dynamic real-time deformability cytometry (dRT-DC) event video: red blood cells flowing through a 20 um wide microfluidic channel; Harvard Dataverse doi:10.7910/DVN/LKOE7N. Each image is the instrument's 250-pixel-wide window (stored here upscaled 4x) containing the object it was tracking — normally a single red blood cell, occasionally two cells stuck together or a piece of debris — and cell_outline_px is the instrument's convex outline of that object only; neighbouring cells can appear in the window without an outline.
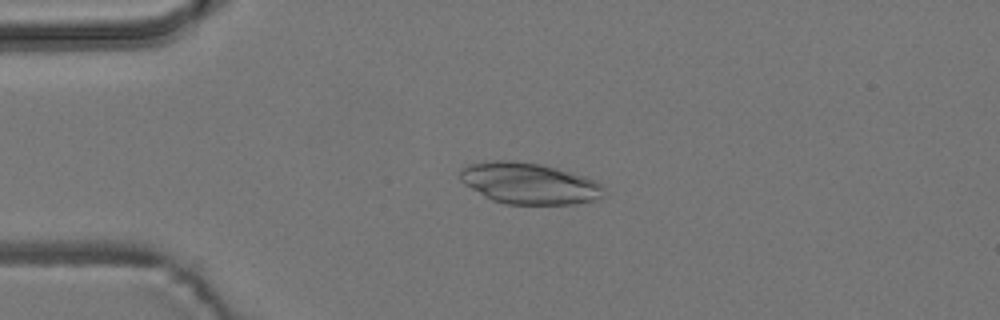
{"species": "common noctule bat (a hibernating species)", "species_latin": "Nyctalus noctula", "temperature_condition": "room temperature", "stored_images_in_passage": 5, "camera_frame_rate_fps": 3000, "um_per_image_px": 0.085, "animal": {"sex": "male", "body_mass_g": 19.2, "forearm_length_mm": 51.8}, "frame": {"image": 1, "passage_image": 4, "time_ms": 3.667, "image_size_px": [1000, 320], "cell_outline_px": [[604, 188], [600, 196], [592, 200], [576, 204], [504, 204], [492, 200], [484, 196], [464, 184], [460, 180], [460, 168], [468, 164], [492, 160], [508, 160], [540, 164], [556, 168], [584, 176], [600, 184]], "centroid_in_image_um": [44.9, 15.58], "position_along_channel_um": 40.1, "area_um2": 34.33}}